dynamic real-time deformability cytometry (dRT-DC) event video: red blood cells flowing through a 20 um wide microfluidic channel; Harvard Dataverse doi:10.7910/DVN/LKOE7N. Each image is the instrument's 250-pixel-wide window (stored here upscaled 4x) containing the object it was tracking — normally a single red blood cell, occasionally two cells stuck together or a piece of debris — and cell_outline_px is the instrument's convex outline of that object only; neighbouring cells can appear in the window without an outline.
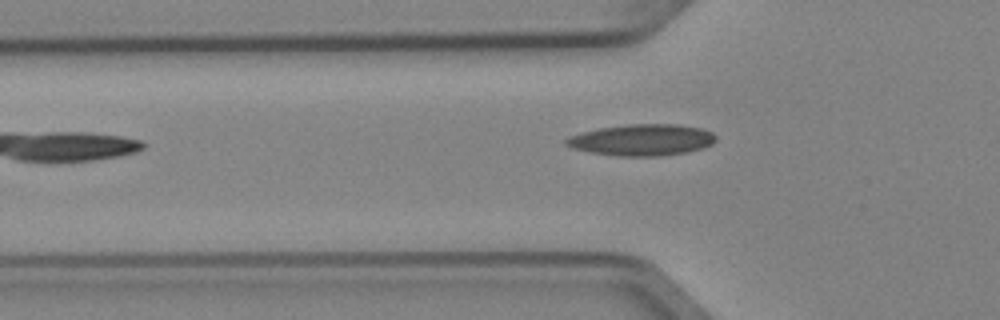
{"species": "Egyptian fruit bat (a non-hibernating species)", "species_latin": "Rousettus aegyptiacus", "temperature_condition": "cold", "stored_images_in_passage": 2, "camera_frame_rate_fps": 3000, "um_per_image_px": 0.085, "animal": {"sex": "female"}, "frame": {"image": 1, "passage_image": 2, "time_ms": 0.333, "image_size_px": [1000, 320], "cell_outline_px": [[716, 140], [712, 144], [700, 148], [684, 152], [656, 156], [620, 156], [592, 152], [572, 148], [564, 144], [564, 140], [568, 136], [600, 128], [628, 124], [680, 124], [700, 128], [712, 132], [716, 136]], "centroid_in_image_um": [54.56, 11.88], "position_along_channel_um": 71.2, "area_um2": 27.17}}